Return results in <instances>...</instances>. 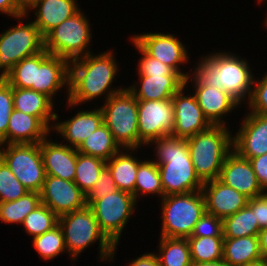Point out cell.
I'll use <instances>...</instances> for the list:
<instances>
[{
  "label": "cell",
  "instance_id": "cell-1",
  "mask_svg": "<svg viewBox=\"0 0 267 266\" xmlns=\"http://www.w3.org/2000/svg\"><path fill=\"white\" fill-rule=\"evenodd\" d=\"M113 52H104L100 55H88L70 62L69 96L67 103L75 107L83 102L91 101L107 92V100L123 88L111 89L118 66Z\"/></svg>",
  "mask_w": 267,
  "mask_h": 266
},
{
  "label": "cell",
  "instance_id": "cell-2",
  "mask_svg": "<svg viewBox=\"0 0 267 266\" xmlns=\"http://www.w3.org/2000/svg\"><path fill=\"white\" fill-rule=\"evenodd\" d=\"M156 144L154 162L158 165L163 188V197L200 191L203 183L196 176L186 139L173 135L153 139Z\"/></svg>",
  "mask_w": 267,
  "mask_h": 266
},
{
  "label": "cell",
  "instance_id": "cell-3",
  "mask_svg": "<svg viewBox=\"0 0 267 266\" xmlns=\"http://www.w3.org/2000/svg\"><path fill=\"white\" fill-rule=\"evenodd\" d=\"M203 58L193 73L203 85L223 89L239 104L250 100L255 79L246 59L223 51Z\"/></svg>",
  "mask_w": 267,
  "mask_h": 266
},
{
  "label": "cell",
  "instance_id": "cell-4",
  "mask_svg": "<svg viewBox=\"0 0 267 266\" xmlns=\"http://www.w3.org/2000/svg\"><path fill=\"white\" fill-rule=\"evenodd\" d=\"M186 141L199 180L205 183L218 179L225 158L233 151V136L227 127L211 125Z\"/></svg>",
  "mask_w": 267,
  "mask_h": 266
},
{
  "label": "cell",
  "instance_id": "cell-5",
  "mask_svg": "<svg viewBox=\"0 0 267 266\" xmlns=\"http://www.w3.org/2000/svg\"><path fill=\"white\" fill-rule=\"evenodd\" d=\"M58 225L64 234L65 248L73 260L85 248L99 240V254L102 260H112L117 245H113L101 232L91 208L86 205L82 209L58 217Z\"/></svg>",
  "mask_w": 267,
  "mask_h": 266
},
{
  "label": "cell",
  "instance_id": "cell-6",
  "mask_svg": "<svg viewBox=\"0 0 267 266\" xmlns=\"http://www.w3.org/2000/svg\"><path fill=\"white\" fill-rule=\"evenodd\" d=\"M103 123L113 134L122 149L134 151L139 148L138 100L124 88L110 96L101 106Z\"/></svg>",
  "mask_w": 267,
  "mask_h": 266
},
{
  "label": "cell",
  "instance_id": "cell-7",
  "mask_svg": "<svg viewBox=\"0 0 267 266\" xmlns=\"http://www.w3.org/2000/svg\"><path fill=\"white\" fill-rule=\"evenodd\" d=\"M161 199V236L165 238L191 237L194 226L206 212L201 190L168 195Z\"/></svg>",
  "mask_w": 267,
  "mask_h": 266
},
{
  "label": "cell",
  "instance_id": "cell-8",
  "mask_svg": "<svg viewBox=\"0 0 267 266\" xmlns=\"http://www.w3.org/2000/svg\"><path fill=\"white\" fill-rule=\"evenodd\" d=\"M90 32L89 21L79 10L44 37V49L50 55H56L71 62L91 53L88 50L92 38Z\"/></svg>",
  "mask_w": 267,
  "mask_h": 266
},
{
  "label": "cell",
  "instance_id": "cell-9",
  "mask_svg": "<svg viewBox=\"0 0 267 266\" xmlns=\"http://www.w3.org/2000/svg\"><path fill=\"white\" fill-rule=\"evenodd\" d=\"M91 208L99 229L115 246L118 245L122 230L136 206L133 194L117 190L97 200H86Z\"/></svg>",
  "mask_w": 267,
  "mask_h": 266
},
{
  "label": "cell",
  "instance_id": "cell-10",
  "mask_svg": "<svg viewBox=\"0 0 267 266\" xmlns=\"http://www.w3.org/2000/svg\"><path fill=\"white\" fill-rule=\"evenodd\" d=\"M44 50V37L33 23L19 24L0 35V78L12 70L24 58Z\"/></svg>",
  "mask_w": 267,
  "mask_h": 266
},
{
  "label": "cell",
  "instance_id": "cell-11",
  "mask_svg": "<svg viewBox=\"0 0 267 266\" xmlns=\"http://www.w3.org/2000/svg\"><path fill=\"white\" fill-rule=\"evenodd\" d=\"M2 146L4 150L0 148V158L11 172L29 191L40 193L46 177L40 143L0 145Z\"/></svg>",
  "mask_w": 267,
  "mask_h": 266
},
{
  "label": "cell",
  "instance_id": "cell-12",
  "mask_svg": "<svg viewBox=\"0 0 267 266\" xmlns=\"http://www.w3.org/2000/svg\"><path fill=\"white\" fill-rule=\"evenodd\" d=\"M172 99L138 100L139 147L171 135L174 126Z\"/></svg>",
  "mask_w": 267,
  "mask_h": 266
},
{
  "label": "cell",
  "instance_id": "cell-13",
  "mask_svg": "<svg viewBox=\"0 0 267 266\" xmlns=\"http://www.w3.org/2000/svg\"><path fill=\"white\" fill-rule=\"evenodd\" d=\"M147 55L170 66L175 72L179 73L184 79L189 75L181 72L180 64L188 62V51L179 39L172 34L146 33L131 37ZM188 58V59H187Z\"/></svg>",
  "mask_w": 267,
  "mask_h": 266
},
{
  "label": "cell",
  "instance_id": "cell-14",
  "mask_svg": "<svg viewBox=\"0 0 267 266\" xmlns=\"http://www.w3.org/2000/svg\"><path fill=\"white\" fill-rule=\"evenodd\" d=\"M40 198L58 217L87 205L86 195L74 182L52 175H46Z\"/></svg>",
  "mask_w": 267,
  "mask_h": 266
},
{
  "label": "cell",
  "instance_id": "cell-15",
  "mask_svg": "<svg viewBox=\"0 0 267 266\" xmlns=\"http://www.w3.org/2000/svg\"><path fill=\"white\" fill-rule=\"evenodd\" d=\"M185 88L186 86H183L172 97L174 126L171 135L183 139L205 131L211 126L210 122L203 115L195 96H184Z\"/></svg>",
  "mask_w": 267,
  "mask_h": 266
},
{
  "label": "cell",
  "instance_id": "cell-16",
  "mask_svg": "<svg viewBox=\"0 0 267 266\" xmlns=\"http://www.w3.org/2000/svg\"><path fill=\"white\" fill-rule=\"evenodd\" d=\"M233 136V150L251 159L267 153V115L248 112L238 133Z\"/></svg>",
  "mask_w": 267,
  "mask_h": 266
},
{
  "label": "cell",
  "instance_id": "cell-17",
  "mask_svg": "<svg viewBox=\"0 0 267 266\" xmlns=\"http://www.w3.org/2000/svg\"><path fill=\"white\" fill-rule=\"evenodd\" d=\"M201 192L205 201L206 213L221 220L244 208L249 200L244 194L225 185L219 179L203 183Z\"/></svg>",
  "mask_w": 267,
  "mask_h": 266
},
{
  "label": "cell",
  "instance_id": "cell-18",
  "mask_svg": "<svg viewBox=\"0 0 267 266\" xmlns=\"http://www.w3.org/2000/svg\"><path fill=\"white\" fill-rule=\"evenodd\" d=\"M218 179L249 199L263 194L250 160L234 150L225 158Z\"/></svg>",
  "mask_w": 267,
  "mask_h": 266
},
{
  "label": "cell",
  "instance_id": "cell-19",
  "mask_svg": "<svg viewBox=\"0 0 267 266\" xmlns=\"http://www.w3.org/2000/svg\"><path fill=\"white\" fill-rule=\"evenodd\" d=\"M189 76L185 79V86L191 79L193 87L195 89V99L198 105L201 107L203 115L210 122L211 125H223L226 126V122L222 119L229 112L231 113L236 106L239 107V103L226 93L223 89L213 86L203 85L194 75L193 78Z\"/></svg>",
  "mask_w": 267,
  "mask_h": 266
},
{
  "label": "cell",
  "instance_id": "cell-20",
  "mask_svg": "<svg viewBox=\"0 0 267 266\" xmlns=\"http://www.w3.org/2000/svg\"><path fill=\"white\" fill-rule=\"evenodd\" d=\"M40 150L46 175L74 181L76 174L77 149L48 138L40 142Z\"/></svg>",
  "mask_w": 267,
  "mask_h": 266
},
{
  "label": "cell",
  "instance_id": "cell-21",
  "mask_svg": "<svg viewBox=\"0 0 267 266\" xmlns=\"http://www.w3.org/2000/svg\"><path fill=\"white\" fill-rule=\"evenodd\" d=\"M70 62L56 55H49L36 67L33 90L46 94L53 99L54 95L65 85L69 96Z\"/></svg>",
  "mask_w": 267,
  "mask_h": 266
},
{
  "label": "cell",
  "instance_id": "cell-22",
  "mask_svg": "<svg viewBox=\"0 0 267 266\" xmlns=\"http://www.w3.org/2000/svg\"><path fill=\"white\" fill-rule=\"evenodd\" d=\"M77 4L75 0H31L25 8L26 13L31 9L37 10V17L33 23L45 37L52 29L80 10Z\"/></svg>",
  "mask_w": 267,
  "mask_h": 266
},
{
  "label": "cell",
  "instance_id": "cell-23",
  "mask_svg": "<svg viewBox=\"0 0 267 266\" xmlns=\"http://www.w3.org/2000/svg\"><path fill=\"white\" fill-rule=\"evenodd\" d=\"M53 130L63 136L64 140L72 148H78L82 142L103 124V113L101 108L93 111H78L71 119L64 122H57Z\"/></svg>",
  "mask_w": 267,
  "mask_h": 266
},
{
  "label": "cell",
  "instance_id": "cell-24",
  "mask_svg": "<svg viewBox=\"0 0 267 266\" xmlns=\"http://www.w3.org/2000/svg\"><path fill=\"white\" fill-rule=\"evenodd\" d=\"M139 79L138 88L136 85L127 88L137 100L172 99L185 86L181 75H139Z\"/></svg>",
  "mask_w": 267,
  "mask_h": 266
},
{
  "label": "cell",
  "instance_id": "cell-25",
  "mask_svg": "<svg viewBox=\"0 0 267 266\" xmlns=\"http://www.w3.org/2000/svg\"><path fill=\"white\" fill-rule=\"evenodd\" d=\"M49 129L38 117L13 109L8 122L6 144H36L46 139Z\"/></svg>",
  "mask_w": 267,
  "mask_h": 266
},
{
  "label": "cell",
  "instance_id": "cell-26",
  "mask_svg": "<svg viewBox=\"0 0 267 266\" xmlns=\"http://www.w3.org/2000/svg\"><path fill=\"white\" fill-rule=\"evenodd\" d=\"M53 105L52 99L46 94L30 88H13L14 109L38 117L49 129L54 126L49 124L51 120H58Z\"/></svg>",
  "mask_w": 267,
  "mask_h": 266
},
{
  "label": "cell",
  "instance_id": "cell-27",
  "mask_svg": "<svg viewBox=\"0 0 267 266\" xmlns=\"http://www.w3.org/2000/svg\"><path fill=\"white\" fill-rule=\"evenodd\" d=\"M223 260L228 266H249L264 261L258 236L224 238Z\"/></svg>",
  "mask_w": 267,
  "mask_h": 266
},
{
  "label": "cell",
  "instance_id": "cell-28",
  "mask_svg": "<svg viewBox=\"0 0 267 266\" xmlns=\"http://www.w3.org/2000/svg\"><path fill=\"white\" fill-rule=\"evenodd\" d=\"M126 149L120 150L107 162L106 167L112 174L118 190L126 191L134 196V187L138 166L142 161L137 160Z\"/></svg>",
  "mask_w": 267,
  "mask_h": 266
},
{
  "label": "cell",
  "instance_id": "cell-29",
  "mask_svg": "<svg viewBox=\"0 0 267 266\" xmlns=\"http://www.w3.org/2000/svg\"><path fill=\"white\" fill-rule=\"evenodd\" d=\"M120 150L121 148L115 142L113 134L104 123L77 148L79 153L100 158L105 162Z\"/></svg>",
  "mask_w": 267,
  "mask_h": 266
},
{
  "label": "cell",
  "instance_id": "cell-30",
  "mask_svg": "<svg viewBox=\"0 0 267 266\" xmlns=\"http://www.w3.org/2000/svg\"><path fill=\"white\" fill-rule=\"evenodd\" d=\"M222 228L224 238L258 236L261 230L255 218V212L248 205L235 214L224 218Z\"/></svg>",
  "mask_w": 267,
  "mask_h": 266
},
{
  "label": "cell",
  "instance_id": "cell-31",
  "mask_svg": "<svg viewBox=\"0 0 267 266\" xmlns=\"http://www.w3.org/2000/svg\"><path fill=\"white\" fill-rule=\"evenodd\" d=\"M160 266H191L190 246L187 238L160 237Z\"/></svg>",
  "mask_w": 267,
  "mask_h": 266
},
{
  "label": "cell",
  "instance_id": "cell-32",
  "mask_svg": "<svg viewBox=\"0 0 267 266\" xmlns=\"http://www.w3.org/2000/svg\"><path fill=\"white\" fill-rule=\"evenodd\" d=\"M50 55L45 49L38 54L24 58L5 76L12 88H30L35 84L36 67Z\"/></svg>",
  "mask_w": 267,
  "mask_h": 266
},
{
  "label": "cell",
  "instance_id": "cell-33",
  "mask_svg": "<svg viewBox=\"0 0 267 266\" xmlns=\"http://www.w3.org/2000/svg\"><path fill=\"white\" fill-rule=\"evenodd\" d=\"M105 167L106 162L104 160L77 151L76 174L73 182L87 196Z\"/></svg>",
  "mask_w": 267,
  "mask_h": 266
},
{
  "label": "cell",
  "instance_id": "cell-34",
  "mask_svg": "<svg viewBox=\"0 0 267 266\" xmlns=\"http://www.w3.org/2000/svg\"><path fill=\"white\" fill-rule=\"evenodd\" d=\"M40 204V193L29 191L15 201L0 203V220L22 225L25 217Z\"/></svg>",
  "mask_w": 267,
  "mask_h": 266
},
{
  "label": "cell",
  "instance_id": "cell-35",
  "mask_svg": "<svg viewBox=\"0 0 267 266\" xmlns=\"http://www.w3.org/2000/svg\"><path fill=\"white\" fill-rule=\"evenodd\" d=\"M191 260L194 263L223 259V236L188 237Z\"/></svg>",
  "mask_w": 267,
  "mask_h": 266
},
{
  "label": "cell",
  "instance_id": "cell-36",
  "mask_svg": "<svg viewBox=\"0 0 267 266\" xmlns=\"http://www.w3.org/2000/svg\"><path fill=\"white\" fill-rule=\"evenodd\" d=\"M139 192L145 194H156L163 197V188L158 165L154 160L142 161L137 170L136 182L134 187V197H139Z\"/></svg>",
  "mask_w": 267,
  "mask_h": 266
},
{
  "label": "cell",
  "instance_id": "cell-37",
  "mask_svg": "<svg viewBox=\"0 0 267 266\" xmlns=\"http://www.w3.org/2000/svg\"><path fill=\"white\" fill-rule=\"evenodd\" d=\"M22 225L25 227L26 233L34 238L57 226L58 216L41 203L25 217Z\"/></svg>",
  "mask_w": 267,
  "mask_h": 266
},
{
  "label": "cell",
  "instance_id": "cell-38",
  "mask_svg": "<svg viewBox=\"0 0 267 266\" xmlns=\"http://www.w3.org/2000/svg\"><path fill=\"white\" fill-rule=\"evenodd\" d=\"M33 246L44 260L57 257L65 248L62 228L57 225L52 230L33 238Z\"/></svg>",
  "mask_w": 267,
  "mask_h": 266
},
{
  "label": "cell",
  "instance_id": "cell-39",
  "mask_svg": "<svg viewBox=\"0 0 267 266\" xmlns=\"http://www.w3.org/2000/svg\"><path fill=\"white\" fill-rule=\"evenodd\" d=\"M29 190L20 183L10 168L0 158V203L15 201Z\"/></svg>",
  "mask_w": 267,
  "mask_h": 266
},
{
  "label": "cell",
  "instance_id": "cell-40",
  "mask_svg": "<svg viewBox=\"0 0 267 266\" xmlns=\"http://www.w3.org/2000/svg\"><path fill=\"white\" fill-rule=\"evenodd\" d=\"M13 106V88L0 78V145H6V133Z\"/></svg>",
  "mask_w": 267,
  "mask_h": 266
},
{
  "label": "cell",
  "instance_id": "cell-41",
  "mask_svg": "<svg viewBox=\"0 0 267 266\" xmlns=\"http://www.w3.org/2000/svg\"><path fill=\"white\" fill-rule=\"evenodd\" d=\"M134 46L143 55L138 63L139 75H180L170 66L165 65L161 61L147 55L135 42Z\"/></svg>",
  "mask_w": 267,
  "mask_h": 266
},
{
  "label": "cell",
  "instance_id": "cell-42",
  "mask_svg": "<svg viewBox=\"0 0 267 266\" xmlns=\"http://www.w3.org/2000/svg\"><path fill=\"white\" fill-rule=\"evenodd\" d=\"M205 236H223L222 220L206 212L196 223L191 234V237Z\"/></svg>",
  "mask_w": 267,
  "mask_h": 266
},
{
  "label": "cell",
  "instance_id": "cell-43",
  "mask_svg": "<svg viewBox=\"0 0 267 266\" xmlns=\"http://www.w3.org/2000/svg\"><path fill=\"white\" fill-rule=\"evenodd\" d=\"M258 81H253V85H255L247 104L252 113L267 115V73Z\"/></svg>",
  "mask_w": 267,
  "mask_h": 266
},
{
  "label": "cell",
  "instance_id": "cell-44",
  "mask_svg": "<svg viewBox=\"0 0 267 266\" xmlns=\"http://www.w3.org/2000/svg\"><path fill=\"white\" fill-rule=\"evenodd\" d=\"M118 188L115 185L111 172L105 167L99 175L97 182L93 189L86 196V200H97L103 198L108 193L117 191Z\"/></svg>",
  "mask_w": 267,
  "mask_h": 266
},
{
  "label": "cell",
  "instance_id": "cell-45",
  "mask_svg": "<svg viewBox=\"0 0 267 266\" xmlns=\"http://www.w3.org/2000/svg\"><path fill=\"white\" fill-rule=\"evenodd\" d=\"M253 212L261 229L267 228V198L264 194L251 198L247 204Z\"/></svg>",
  "mask_w": 267,
  "mask_h": 266
},
{
  "label": "cell",
  "instance_id": "cell-46",
  "mask_svg": "<svg viewBox=\"0 0 267 266\" xmlns=\"http://www.w3.org/2000/svg\"><path fill=\"white\" fill-rule=\"evenodd\" d=\"M256 174L259 185L262 190L267 189V153L250 159Z\"/></svg>",
  "mask_w": 267,
  "mask_h": 266
},
{
  "label": "cell",
  "instance_id": "cell-47",
  "mask_svg": "<svg viewBox=\"0 0 267 266\" xmlns=\"http://www.w3.org/2000/svg\"><path fill=\"white\" fill-rule=\"evenodd\" d=\"M0 13L14 18L26 17V8L18 0H0Z\"/></svg>",
  "mask_w": 267,
  "mask_h": 266
},
{
  "label": "cell",
  "instance_id": "cell-48",
  "mask_svg": "<svg viewBox=\"0 0 267 266\" xmlns=\"http://www.w3.org/2000/svg\"><path fill=\"white\" fill-rule=\"evenodd\" d=\"M130 266H160V262L155 253H148L133 260Z\"/></svg>",
  "mask_w": 267,
  "mask_h": 266
},
{
  "label": "cell",
  "instance_id": "cell-49",
  "mask_svg": "<svg viewBox=\"0 0 267 266\" xmlns=\"http://www.w3.org/2000/svg\"><path fill=\"white\" fill-rule=\"evenodd\" d=\"M259 248L264 261H267V228L261 229L258 234Z\"/></svg>",
  "mask_w": 267,
  "mask_h": 266
},
{
  "label": "cell",
  "instance_id": "cell-50",
  "mask_svg": "<svg viewBox=\"0 0 267 266\" xmlns=\"http://www.w3.org/2000/svg\"><path fill=\"white\" fill-rule=\"evenodd\" d=\"M191 266H228L224 260H217L213 262H203V263H194L192 262Z\"/></svg>",
  "mask_w": 267,
  "mask_h": 266
},
{
  "label": "cell",
  "instance_id": "cell-51",
  "mask_svg": "<svg viewBox=\"0 0 267 266\" xmlns=\"http://www.w3.org/2000/svg\"><path fill=\"white\" fill-rule=\"evenodd\" d=\"M24 7H26L30 2L31 0H18Z\"/></svg>",
  "mask_w": 267,
  "mask_h": 266
},
{
  "label": "cell",
  "instance_id": "cell-52",
  "mask_svg": "<svg viewBox=\"0 0 267 266\" xmlns=\"http://www.w3.org/2000/svg\"><path fill=\"white\" fill-rule=\"evenodd\" d=\"M249 266H267V261H262L260 263L254 264V265H249Z\"/></svg>",
  "mask_w": 267,
  "mask_h": 266
},
{
  "label": "cell",
  "instance_id": "cell-53",
  "mask_svg": "<svg viewBox=\"0 0 267 266\" xmlns=\"http://www.w3.org/2000/svg\"><path fill=\"white\" fill-rule=\"evenodd\" d=\"M259 2H263V0H258ZM265 26L267 27V18H266V20H265Z\"/></svg>",
  "mask_w": 267,
  "mask_h": 266
},
{
  "label": "cell",
  "instance_id": "cell-54",
  "mask_svg": "<svg viewBox=\"0 0 267 266\" xmlns=\"http://www.w3.org/2000/svg\"><path fill=\"white\" fill-rule=\"evenodd\" d=\"M263 194L266 196L267 198V189L263 191Z\"/></svg>",
  "mask_w": 267,
  "mask_h": 266
}]
</instances>
